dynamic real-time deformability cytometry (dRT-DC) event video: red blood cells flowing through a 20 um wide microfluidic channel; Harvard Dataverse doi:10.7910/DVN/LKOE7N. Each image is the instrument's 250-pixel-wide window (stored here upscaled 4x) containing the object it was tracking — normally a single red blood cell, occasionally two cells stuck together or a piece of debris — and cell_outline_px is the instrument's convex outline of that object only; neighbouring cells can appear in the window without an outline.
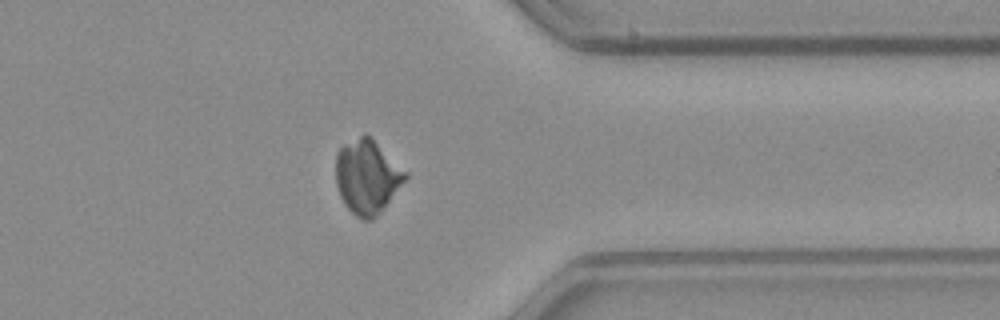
{"species": "common noctule bat (a hibernating species)", "species_latin": "Nyctalus noctula", "temperature_condition": "warm", "stored_images_in_passage": 48, "camera_frame_rate_fps": 3000, "um_per_image_px": 0.085, "animal": {"sex": "male", "body_mass_g": 23.1, "forearm_length_mm": 52.7}, "frame": {"image": 1, "passage_image": 38, "time_ms": 12.333, "image_size_px": [1000, 320], "cell_outline_px": [[408, 176], [376, 216], [372, 220], [364, 220], [356, 216], [344, 204], [340, 196], [336, 184], [336, 152], [344, 144], [364, 132], [408, 172]], "centroid_in_image_um": [31.18, 15.0], "position_along_channel_um": 380.2, "area_um2": 29.59}}
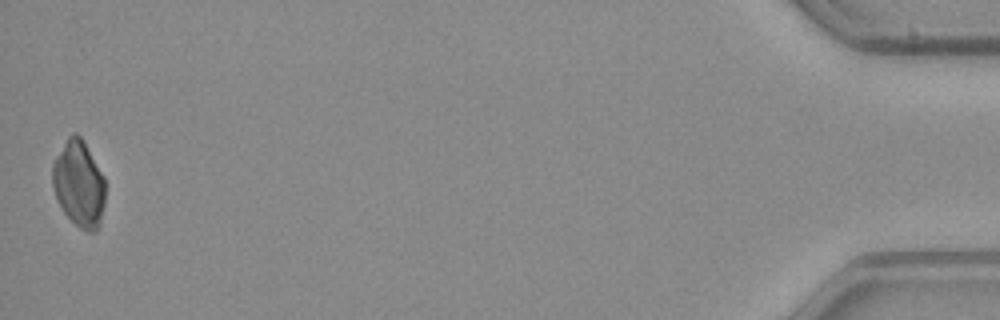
{"frame": {"image": 2, "passage_image": 48, "time_ms": 15.667, "image_size_px": [1000, 320], "cell_outline_px": [[104, 204], [100, 224], [96, 232], [88, 232], [80, 228], [64, 212], [56, 196], [52, 184], [52, 164], [56, 156], [68, 136], [72, 132], [76, 132], [84, 140], [104, 176]], "centroid_in_image_um": [6.71, 15.6], "position_along_channel_um": 428.5, "area_um2": 26.53}}